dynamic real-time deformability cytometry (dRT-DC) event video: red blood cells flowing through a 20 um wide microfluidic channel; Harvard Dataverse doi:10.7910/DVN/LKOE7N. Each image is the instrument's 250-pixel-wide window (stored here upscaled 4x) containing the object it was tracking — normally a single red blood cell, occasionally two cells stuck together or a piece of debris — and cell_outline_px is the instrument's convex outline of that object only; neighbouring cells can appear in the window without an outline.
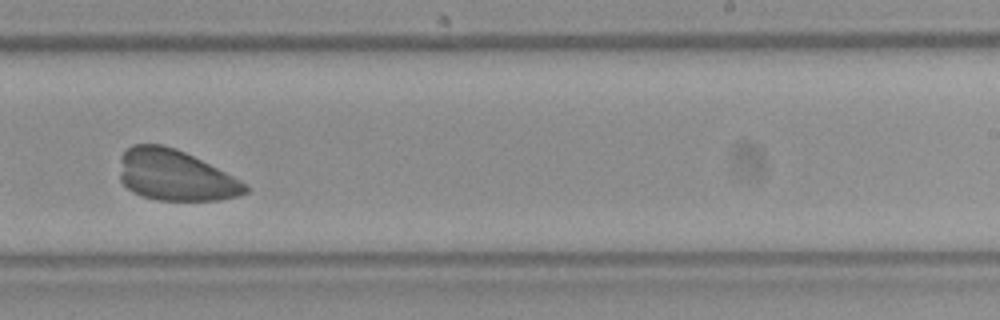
{"species": "Egyptian fruit bat (a non-hibernating species)", "species_latin": "Rousettus aegyptiacus", "temperature_condition": "room temperature", "stored_images_in_passage": 44, "camera_frame_rate_fps": 3000, "um_per_image_px": 0.085, "frame": {"image": 1, "passage_image": 26, "time_ms": 8.333, "image_size_px": [1000, 320], "cell_outline_px": [[248, 192], [240, 196], [220, 200], [156, 200], [132, 192], [120, 180], [120, 156], [132, 144], [160, 144], [176, 148], [248, 184]], "centroid_in_image_um": [14.88, 14.91], "position_along_channel_um": 274.1, "area_um2": 37.05}}